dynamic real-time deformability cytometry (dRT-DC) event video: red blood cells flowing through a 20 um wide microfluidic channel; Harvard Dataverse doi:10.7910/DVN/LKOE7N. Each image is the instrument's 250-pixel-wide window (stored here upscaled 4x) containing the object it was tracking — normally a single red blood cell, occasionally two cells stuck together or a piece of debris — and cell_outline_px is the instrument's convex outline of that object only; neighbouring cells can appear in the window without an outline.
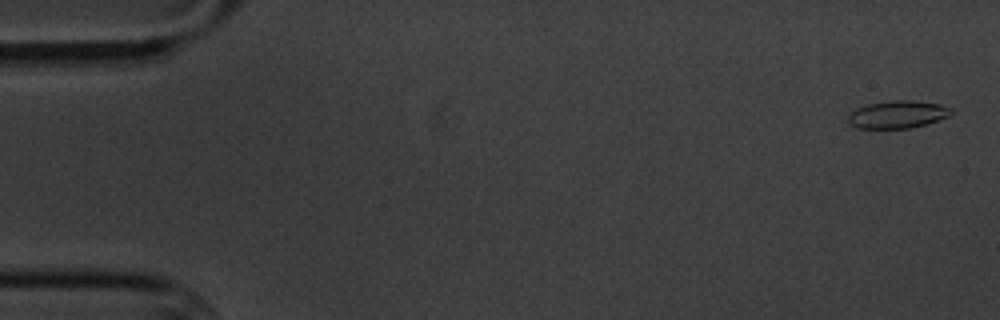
{"species": "common noctule bat (a hibernating species)", "species_latin": "Nyctalus noctula", "temperature_condition": "cold", "stored_images_in_passage": 6, "camera_frame_rate_fps": 3000, "um_per_image_px": 0.085, "animal": {"sex": "male", "body_mass_g": 20.1, "forearm_length_mm": 53.5}, "frame": {"image": 1, "passage_image": 1, "time_ms": 0.0, "image_size_px": [1000, 320], "cell_outline_px": [[952, 112], [948, 116], [912, 128], [856, 128], [848, 124], [848, 112], [856, 108], [868, 104], [892, 100], [912, 100], [940, 104], [952, 108]], "centroid_in_image_um": [76.24, 9.72], "position_along_channel_um": 8.8, "area_um2": 16.59}}
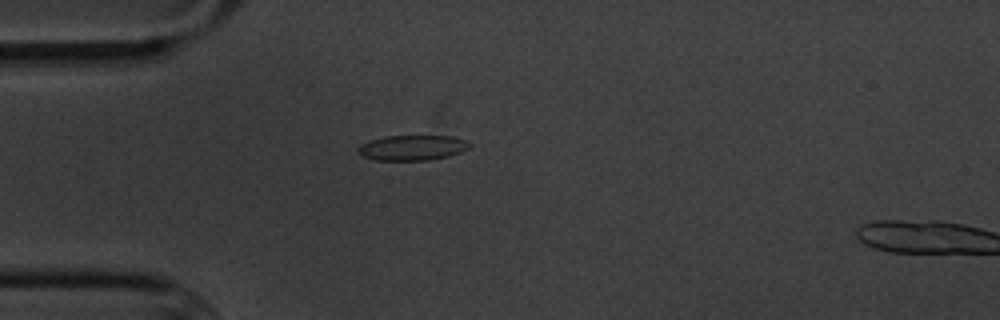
{"frame": {"image": 2, "passage_image": 5, "time_ms": 4.667, "image_size_px": [1000, 320], "cell_outline_px": [[472, 144], [468, 148], [460, 152], [448, 156], [428, 160], [376, 160], [364, 156], [356, 148], [360, 144], [384, 136], [452, 136], [464, 140]], "centroid_in_image_um": [35.05, 12.55], "position_along_channel_um": 49.9, "area_um2": 16.18}}